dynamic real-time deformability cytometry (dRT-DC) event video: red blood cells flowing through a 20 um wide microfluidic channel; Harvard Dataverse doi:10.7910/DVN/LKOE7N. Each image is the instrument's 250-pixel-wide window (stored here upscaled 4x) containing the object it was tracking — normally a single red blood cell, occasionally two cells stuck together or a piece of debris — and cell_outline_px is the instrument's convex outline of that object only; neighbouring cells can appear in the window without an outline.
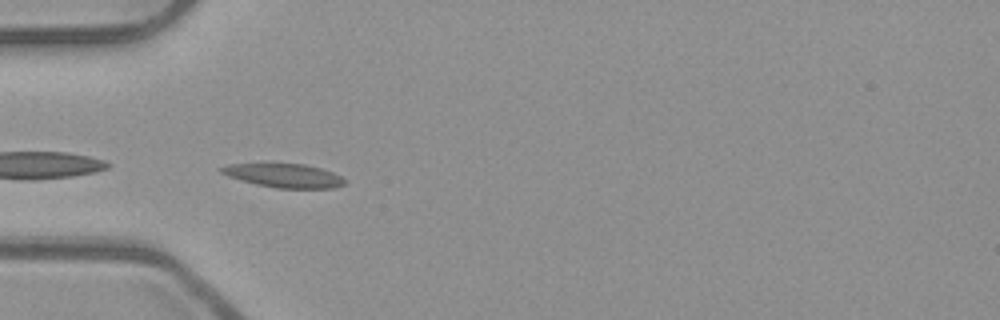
{"species": "common noctule bat (a hibernating species)", "species_latin": "Nyctalus noctula", "temperature_condition": "room temperature", "stored_images_in_passage": 37, "camera_frame_rate_fps": 3000, "um_per_image_px": 0.085, "animal": {"sex": "male", "body_mass_g": 23.1, "forearm_length_mm": 52.7}, "frame": {"image": 1, "passage_image": 1, "time_ms": 0.0, "image_size_px": [1000, 320], "cell_outline_px": [[344, 184], [336, 188], [276, 188], [256, 184], [240, 180], [228, 176], [220, 172], [216, 168], [228, 164], [304, 164], [320, 168], [332, 172], [340, 176], [344, 180]], "centroid_in_image_um": [24.1, 14.92], "position_along_channel_um": 60.9, "area_um2": 16.99}}
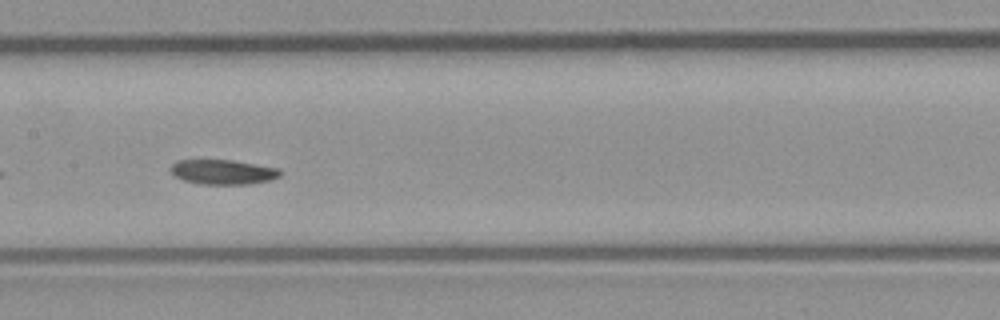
{"frame": {"image": 2, "passage_image": 11, "time_ms": 3.333, "image_size_px": [1000, 320], "cell_outline_px": [[284, 172], [280, 176], [272, 180], [252, 184], [200, 184], [184, 180], [176, 176], [172, 172], [172, 164], [176, 160], [232, 160], [280, 168]], "centroid_in_image_um": [19.04, 14.62], "position_along_channel_um": 188.4, "area_um2": 15.9}}
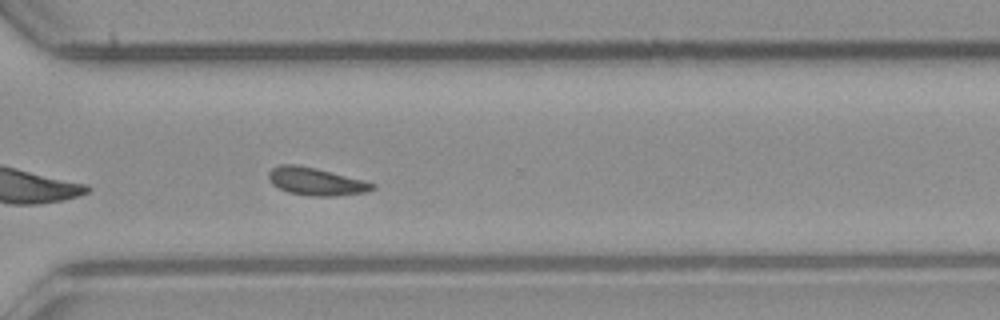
{"frame": {"image": 3, "passage_image": 23, "time_ms": 7.333, "image_size_px": [1000, 320], "cell_outline_px": [[376, 188], [368, 192], [336, 196], [312, 196], [288, 192], [272, 184], [268, 180], [268, 172], [272, 168], [280, 164], [296, 164], [316, 168], [364, 180], [376, 184]], "centroid_in_image_um": [26.87, 15.42], "position_along_channel_um": 343.7, "area_um2": 16.88}, "authors_computed_cell_mechanics": {"area_um2": 16.1262, "velocity_mm_per_s": 3.8991, "shape_relaxation_time_tau1_ms": 3.1565, "shape_relaxation_time_tau2_ms": 6.9017, "deformation_change_tau1": 0.1129, "deformation_change_tau2": 0.1249}}